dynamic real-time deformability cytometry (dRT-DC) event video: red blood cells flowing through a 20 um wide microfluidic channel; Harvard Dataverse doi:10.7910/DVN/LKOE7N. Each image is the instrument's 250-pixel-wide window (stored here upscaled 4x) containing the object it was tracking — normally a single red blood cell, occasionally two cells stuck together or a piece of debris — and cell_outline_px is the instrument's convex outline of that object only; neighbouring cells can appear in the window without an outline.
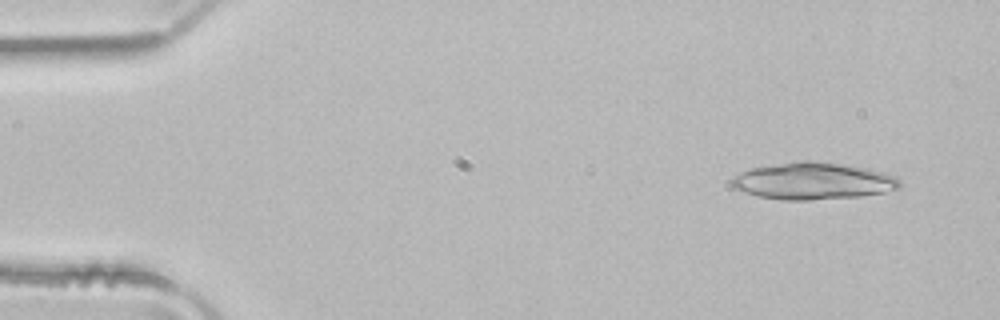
{"species": "common noctule bat (a hibernating species)", "species_latin": "Nyctalus noctula", "temperature_condition": "room temperature", "stored_images_in_passage": 50, "segment_of_instrument_passage": [1, 2], "camera_frame_rate_fps": 3000, "um_per_image_px": 0.085, "animal": {"sex": "male", "body_mass_g": 21.5, "forearm_length_mm": 52.0}, "frame": {"image": 1, "passage_image": 4, "time_ms": 1.0, "image_size_px": [1000, 320], "cell_outline_px": [[900, 188], [884, 192], [860, 196], [808, 200], [780, 200], [756, 196], [744, 192], [736, 188], [732, 184], [732, 176], [740, 172], [752, 168], [804, 160], [808, 160], [840, 164], [868, 168], [884, 172], [896, 176], [900, 180]], "centroid_in_image_um": [69.13, 15.39], "position_along_channel_um": 15.9, "area_um2": 36.01}}